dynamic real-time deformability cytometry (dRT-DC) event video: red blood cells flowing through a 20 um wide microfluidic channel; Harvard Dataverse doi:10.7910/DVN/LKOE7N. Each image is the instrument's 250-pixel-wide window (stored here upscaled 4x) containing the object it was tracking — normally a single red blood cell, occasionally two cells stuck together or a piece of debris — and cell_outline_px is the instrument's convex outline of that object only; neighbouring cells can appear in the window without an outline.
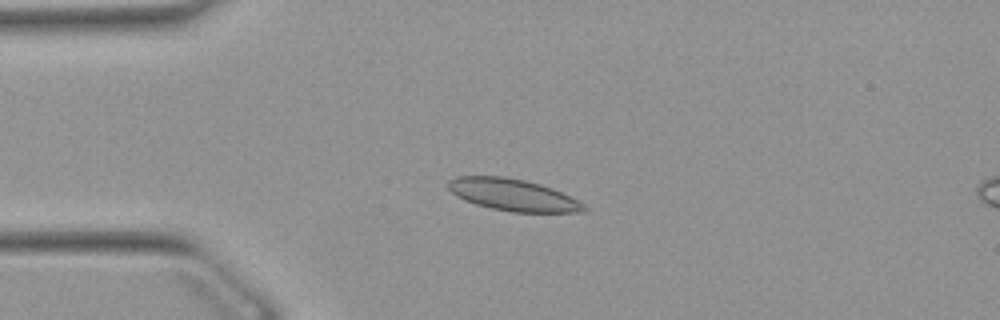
{"species": "Egyptian fruit bat (a non-hibernating species)", "species_latin": "Rousettus aegyptiacus", "temperature_condition": "warm", "stored_images_in_passage": 44, "camera_frame_rate_fps": 3000, "um_per_image_px": 0.085, "animal": {"sex": "female"}, "frame": {"image": 1, "passage_image": 4, "time_ms": 1.0, "image_size_px": [1000, 320], "cell_outline_px": [[588, 212], [512, 212], [492, 208], [476, 204], [464, 200], [456, 196], [448, 188], [448, 180], [456, 176], [504, 176], [524, 180], [540, 184], [552, 188], [584, 204], [588, 208]], "centroid_in_image_um": [43.59, 16.56], "position_along_channel_um": 41.4, "area_um2": 25.14}}
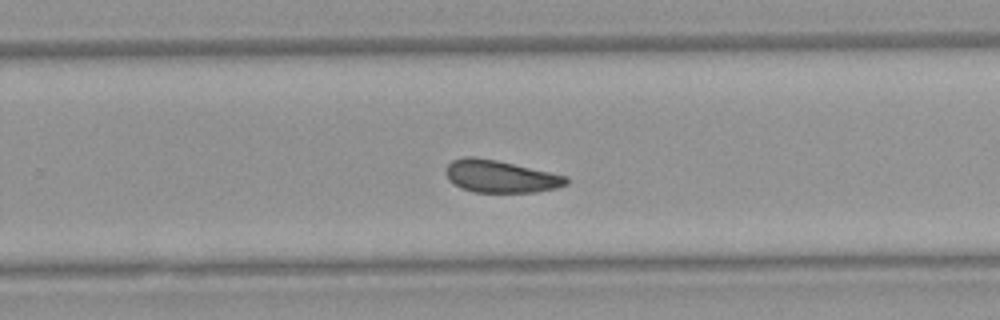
{"frame": {"image": 2, "passage_image": 25, "time_ms": 8.0, "image_size_px": [1000, 320], "cell_outline_px": [[568, 184], [556, 188], [536, 192], [472, 192], [460, 188], [452, 184], [448, 180], [444, 172], [444, 168], [452, 160], [464, 156], [472, 156], [496, 160], [568, 176]], "centroid_in_image_um": [42.48, 15.0], "position_along_channel_um": 287.3, "area_um2": 22.95}}
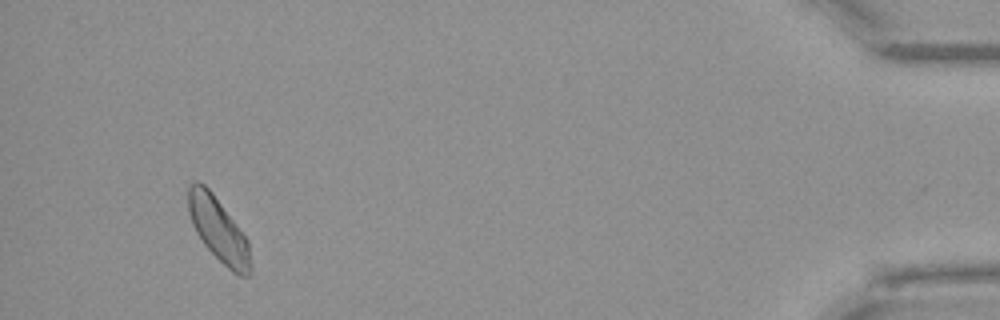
{"frame": {"image": 3, "passage_image": 41, "time_ms": 13.333, "image_size_px": [1000, 320], "cell_outline_px": [[252, 272], [248, 276], [236, 276], [204, 244], [196, 232], [192, 224], [188, 212], [188, 184], [196, 180], [204, 184], [212, 192], [248, 240], [252, 268]], "centroid_in_image_um": [18.57, 19.53], "position_along_channel_um": 416.6, "area_um2": 23.18}, "authors_computed_cell_mechanics": {"area_um2": 23.2356, "velocity_mm_per_s": 3.8498, "shape_relaxation_time_tau1_ms": 7.8503, "shape_relaxation_time_tau2_ms": 5.6003, "deformation_change_tau1": 0.1244, "deformation_change_tau2": 0.1114}}